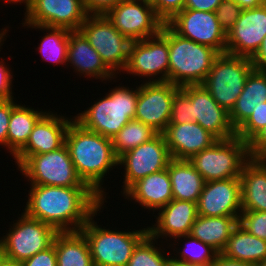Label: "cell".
<instances>
[{"instance_id": "6f0895ef", "label": "cell", "mask_w": 266, "mask_h": 266, "mask_svg": "<svg viewBox=\"0 0 266 266\" xmlns=\"http://www.w3.org/2000/svg\"><path fill=\"white\" fill-rule=\"evenodd\" d=\"M263 5H264V7L266 9V0H263Z\"/></svg>"}, {"instance_id": "7402d4cb", "label": "cell", "mask_w": 266, "mask_h": 266, "mask_svg": "<svg viewBox=\"0 0 266 266\" xmlns=\"http://www.w3.org/2000/svg\"><path fill=\"white\" fill-rule=\"evenodd\" d=\"M158 211L156 224L148 227V233L153 239L160 237L175 239L190 234L198 216L197 203L185 200L173 199Z\"/></svg>"}, {"instance_id": "816d5d0a", "label": "cell", "mask_w": 266, "mask_h": 266, "mask_svg": "<svg viewBox=\"0 0 266 266\" xmlns=\"http://www.w3.org/2000/svg\"><path fill=\"white\" fill-rule=\"evenodd\" d=\"M0 266H21L20 263H12V262H8L6 260H2L0 262Z\"/></svg>"}, {"instance_id": "7dc6e473", "label": "cell", "mask_w": 266, "mask_h": 266, "mask_svg": "<svg viewBox=\"0 0 266 266\" xmlns=\"http://www.w3.org/2000/svg\"><path fill=\"white\" fill-rule=\"evenodd\" d=\"M254 69L266 72V35L257 54L252 58Z\"/></svg>"}, {"instance_id": "d590c367", "label": "cell", "mask_w": 266, "mask_h": 266, "mask_svg": "<svg viewBox=\"0 0 266 266\" xmlns=\"http://www.w3.org/2000/svg\"><path fill=\"white\" fill-rule=\"evenodd\" d=\"M266 125V102L254 109L249 118L236 130V136L248 143Z\"/></svg>"}, {"instance_id": "836d02e7", "label": "cell", "mask_w": 266, "mask_h": 266, "mask_svg": "<svg viewBox=\"0 0 266 266\" xmlns=\"http://www.w3.org/2000/svg\"><path fill=\"white\" fill-rule=\"evenodd\" d=\"M177 238L178 240L184 238L183 240H186L187 245L185 244L183 249H178V251L174 249L178 254H174L176 256L171 257L174 261L196 266H211L219 253L212 246L203 243L190 234L178 236L175 239Z\"/></svg>"}, {"instance_id": "83f0119b", "label": "cell", "mask_w": 266, "mask_h": 266, "mask_svg": "<svg viewBox=\"0 0 266 266\" xmlns=\"http://www.w3.org/2000/svg\"><path fill=\"white\" fill-rule=\"evenodd\" d=\"M238 219L239 216L209 217L198 215L192 225L190 235L221 253L238 225Z\"/></svg>"}, {"instance_id": "ffe728a7", "label": "cell", "mask_w": 266, "mask_h": 266, "mask_svg": "<svg viewBox=\"0 0 266 266\" xmlns=\"http://www.w3.org/2000/svg\"><path fill=\"white\" fill-rule=\"evenodd\" d=\"M240 178L205 182L197 202V213L201 216H240Z\"/></svg>"}, {"instance_id": "8fae6325", "label": "cell", "mask_w": 266, "mask_h": 266, "mask_svg": "<svg viewBox=\"0 0 266 266\" xmlns=\"http://www.w3.org/2000/svg\"><path fill=\"white\" fill-rule=\"evenodd\" d=\"M168 68L169 25L165 23L158 35L132 41L128 62L123 71L130 75L140 76V78L146 77L149 80L146 82L149 83L168 82Z\"/></svg>"}, {"instance_id": "74e56055", "label": "cell", "mask_w": 266, "mask_h": 266, "mask_svg": "<svg viewBox=\"0 0 266 266\" xmlns=\"http://www.w3.org/2000/svg\"><path fill=\"white\" fill-rule=\"evenodd\" d=\"M192 122V102L190 97L180 88L173 97L169 124Z\"/></svg>"}, {"instance_id": "60d3db41", "label": "cell", "mask_w": 266, "mask_h": 266, "mask_svg": "<svg viewBox=\"0 0 266 266\" xmlns=\"http://www.w3.org/2000/svg\"><path fill=\"white\" fill-rule=\"evenodd\" d=\"M0 31V47L3 45L4 38L6 36L7 29H1ZM5 59L0 61V99H11L14 98L12 93V71L10 67H7L6 63L3 62Z\"/></svg>"}, {"instance_id": "f35d334b", "label": "cell", "mask_w": 266, "mask_h": 266, "mask_svg": "<svg viewBox=\"0 0 266 266\" xmlns=\"http://www.w3.org/2000/svg\"><path fill=\"white\" fill-rule=\"evenodd\" d=\"M242 10L235 0H223L215 10L219 25L226 34L233 28Z\"/></svg>"}, {"instance_id": "f546056e", "label": "cell", "mask_w": 266, "mask_h": 266, "mask_svg": "<svg viewBox=\"0 0 266 266\" xmlns=\"http://www.w3.org/2000/svg\"><path fill=\"white\" fill-rule=\"evenodd\" d=\"M221 254L257 265L266 260V241L251 235L238 224Z\"/></svg>"}, {"instance_id": "4316f807", "label": "cell", "mask_w": 266, "mask_h": 266, "mask_svg": "<svg viewBox=\"0 0 266 266\" xmlns=\"http://www.w3.org/2000/svg\"><path fill=\"white\" fill-rule=\"evenodd\" d=\"M173 199L198 202L205 180L189 160L172 159L167 166Z\"/></svg>"}, {"instance_id": "d6986e66", "label": "cell", "mask_w": 266, "mask_h": 266, "mask_svg": "<svg viewBox=\"0 0 266 266\" xmlns=\"http://www.w3.org/2000/svg\"><path fill=\"white\" fill-rule=\"evenodd\" d=\"M46 112L35 124L26 145L13 157L18 168L31 156L45 154L65 144V136L72 118Z\"/></svg>"}, {"instance_id": "cb8c5ba5", "label": "cell", "mask_w": 266, "mask_h": 266, "mask_svg": "<svg viewBox=\"0 0 266 266\" xmlns=\"http://www.w3.org/2000/svg\"><path fill=\"white\" fill-rule=\"evenodd\" d=\"M123 196L142 205L144 209L158 211L173 200L168 170L152 173L132 184Z\"/></svg>"}, {"instance_id": "db71d44e", "label": "cell", "mask_w": 266, "mask_h": 266, "mask_svg": "<svg viewBox=\"0 0 266 266\" xmlns=\"http://www.w3.org/2000/svg\"><path fill=\"white\" fill-rule=\"evenodd\" d=\"M141 1L153 5L157 0H141Z\"/></svg>"}, {"instance_id": "b9f144b4", "label": "cell", "mask_w": 266, "mask_h": 266, "mask_svg": "<svg viewBox=\"0 0 266 266\" xmlns=\"http://www.w3.org/2000/svg\"><path fill=\"white\" fill-rule=\"evenodd\" d=\"M13 99H0V145L5 148H7V133L11 112L17 105Z\"/></svg>"}, {"instance_id": "30bf717a", "label": "cell", "mask_w": 266, "mask_h": 266, "mask_svg": "<svg viewBox=\"0 0 266 266\" xmlns=\"http://www.w3.org/2000/svg\"><path fill=\"white\" fill-rule=\"evenodd\" d=\"M79 31L115 75L123 72L132 41L122 35L105 15H88Z\"/></svg>"}, {"instance_id": "bcb514c9", "label": "cell", "mask_w": 266, "mask_h": 266, "mask_svg": "<svg viewBox=\"0 0 266 266\" xmlns=\"http://www.w3.org/2000/svg\"><path fill=\"white\" fill-rule=\"evenodd\" d=\"M223 0H185L184 9L215 12Z\"/></svg>"}, {"instance_id": "8d00e7d4", "label": "cell", "mask_w": 266, "mask_h": 266, "mask_svg": "<svg viewBox=\"0 0 266 266\" xmlns=\"http://www.w3.org/2000/svg\"><path fill=\"white\" fill-rule=\"evenodd\" d=\"M238 224L251 235L266 241V211H242Z\"/></svg>"}, {"instance_id": "5bb4252c", "label": "cell", "mask_w": 266, "mask_h": 266, "mask_svg": "<svg viewBox=\"0 0 266 266\" xmlns=\"http://www.w3.org/2000/svg\"><path fill=\"white\" fill-rule=\"evenodd\" d=\"M179 89L170 82H143L139 86L134 119L163 133L170 122L174 94Z\"/></svg>"}, {"instance_id": "8992f818", "label": "cell", "mask_w": 266, "mask_h": 266, "mask_svg": "<svg viewBox=\"0 0 266 266\" xmlns=\"http://www.w3.org/2000/svg\"><path fill=\"white\" fill-rule=\"evenodd\" d=\"M254 69L251 58L228 53L219 54L202 85L228 113L234 107Z\"/></svg>"}, {"instance_id": "4fadbf2b", "label": "cell", "mask_w": 266, "mask_h": 266, "mask_svg": "<svg viewBox=\"0 0 266 266\" xmlns=\"http://www.w3.org/2000/svg\"><path fill=\"white\" fill-rule=\"evenodd\" d=\"M172 160L163 133L127 151L118 158V165L124 166L123 193L136 181L161 170L167 169Z\"/></svg>"}, {"instance_id": "d4e9b609", "label": "cell", "mask_w": 266, "mask_h": 266, "mask_svg": "<svg viewBox=\"0 0 266 266\" xmlns=\"http://www.w3.org/2000/svg\"><path fill=\"white\" fill-rule=\"evenodd\" d=\"M239 178L242 211H266V159L250 158Z\"/></svg>"}, {"instance_id": "7a4b0ae2", "label": "cell", "mask_w": 266, "mask_h": 266, "mask_svg": "<svg viewBox=\"0 0 266 266\" xmlns=\"http://www.w3.org/2000/svg\"><path fill=\"white\" fill-rule=\"evenodd\" d=\"M65 145L80 179L102 198L103 204L107 202L102 187L104 176L113 166L118 168L112 139L84 129L73 120L66 132Z\"/></svg>"}, {"instance_id": "3957f363", "label": "cell", "mask_w": 266, "mask_h": 266, "mask_svg": "<svg viewBox=\"0 0 266 266\" xmlns=\"http://www.w3.org/2000/svg\"><path fill=\"white\" fill-rule=\"evenodd\" d=\"M139 86H118L91 107L74 116L84 129L112 139L136 114Z\"/></svg>"}, {"instance_id": "d6a6232c", "label": "cell", "mask_w": 266, "mask_h": 266, "mask_svg": "<svg viewBox=\"0 0 266 266\" xmlns=\"http://www.w3.org/2000/svg\"><path fill=\"white\" fill-rule=\"evenodd\" d=\"M158 134L151 126L135 119L130 120L113 138V150L117 158L143 144Z\"/></svg>"}, {"instance_id": "f1b7e54d", "label": "cell", "mask_w": 266, "mask_h": 266, "mask_svg": "<svg viewBox=\"0 0 266 266\" xmlns=\"http://www.w3.org/2000/svg\"><path fill=\"white\" fill-rule=\"evenodd\" d=\"M57 266H94L86 237L80 232H58L53 240Z\"/></svg>"}, {"instance_id": "9a60e30c", "label": "cell", "mask_w": 266, "mask_h": 266, "mask_svg": "<svg viewBox=\"0 0 266 266\" xmlns=\"http://www.w3.org/2000/svg\"><path fill=\"white\" fill-rule=\"evenodd\" d=\"M22 24L79 30L88 16L81 0H30Z\"/></svg>"}, {"instance_id": "e575fe53", "label": "cell", "mask_w": 266, "mask_h": 266, "mask_svg": "<svg viewBox=\"0 0 266 266\" xmlns=\"http://www.w3.org/2000/svg\"><path fill=\"white\" fill-rule=\"evenodd\" d=\"M156 241L148 233L134 248L127 266H168L172 256L155 246Z\"/></svg>"}, {"instance_id": "ba28073f", "label": "cell", "mask_w": 266, "mask_h": 266, "mask_svg": "<svg viewBox=\"0 0 266 266\" xmlns=\"http://www.w3.org/2000/svg\"><path fill=\"white\" fill-rule=\"evenodd\" d=\"M9 232L0 239L3 259L12 263H21L53 244L58 233L50 225L22 212Z\"/></svg>"}, {"instance_id": "484cf974", "label": "cell", "mask_w": 266, "mask_h": 266, "mask_svg": "<svg viewBox=\"0 0 266 266\" xmlns=\"http://www.w3.org/2000/svg\"><path fill=\"white\" fill-rule=\"evenodd\" d=\"M266 102V72L253 69L247 77L242 93L236 100L229 119L235 131L249 118L254 109Z\"/></svg>"}, {"instance_id": "f6af8a7d", "label": "cell", "mask_w": 266, "mask_h": 266, "mask_svg": "<svg viewBox=\"0 0 266 266\" xmlns=\"http://www.w3.org/2000/svg\"><path fill=\"white\" fill-rule=\"evenodd\" d=\"M88 15H105L122 0H81Z\"/></svg>"}, {"instance_id": "f907efd6", "label": "cell", "mask_w": 266, "mask_h": 266, "mask_svg": "<svg viewBox=\"0 0 266 266\" xmlns=\"http://www.w3.org/2000/svg\"><path fill=\"white\" fill-rule=\"evenodd\" d=\"M168 266H196V265H191V264H186V263H182V262H177V261H174L173 259H171V261H170Z\"/></svg>"}, {"instance_id": "603a6c76", "label": "cell", "mask_w": 266, "mask_h": 266, "mask_svg": "<svg viewBox=\"0 0 266 266\" xmlns=\"http://www.w3.org/2000/svg\"><path fill=\"white\" fill-rule=\"evenodd\" d=\"M83 77L111 80L117 78L103 62L98 52L90 45L85 36L79 31H70L67 48V62Z\"/></svg>"}, {"instance_id": "ab89813d", "label": "cell", "mask_w": 266, "mask_h": 266, "mask_svg": "<svg viewBox=\"0 0 266 266\" xmlns=\"http://www.w3.org/2000/svg\"><path fill=\"white\" fill-rule=\"evenodd\" d=\"M184 5L185 0H157L152 6L157 16L167 23L184 9Z\"/></svg>"}, {"instance_id": "ac0fdd59", "label": "cell", "mask_w": 266, "mask_h": 266, "mask_svg": "<svg viewBox=\"0 0 266 266\" xmlns=\"http://www.w3.org/2000/svg\"><path fill=\"white\" fill-rule=\"evenodd\" d=\"M191 99L192 122H197L218 140L236 136L229 113L222 108L202 84L180 87Z\"/></svg>"}, {"instance_id": "7bdbcfd3", "label": "cell", "mask_w": 266, "mask_h": 266, "mask_svg": "<svg viewBox=\"0 0 266 266\" xmlns=\"http://www.w3.org/2000/svg\"><path fill=\"white\" fill-rule=\"evenodd\" d=\"M21 266H57L55 245L52 244L46 250L36 253L32 257L20 263Z\"/></svg>"}, {"instance_id": "2e32d148", "label": "cell", "mask_w": 266, "mask_h": 266, "mask_svg": "<svg viewBox=\"0 0 266 266\" xmlns=\"http://www.w3.org/2000/svg\"><path fill=\"white\" fill-rule=\"evenodd\" d=\"M167 24L178 35L209 46L219 54L226 51V33L221 29L215 12L183 9Z\"/></svg>"}, {"instance_id": "9f6ffc18", "label": "cell", "mask_w": 266, "mask_h": 266, "mask_svg": "<svg viewBox=\"0 0 266 266\" xmlns=\"http://www.w3.org/2000/svg\"><path fill=\"white\" fill-rule=\"evenodd\" d=\"M3 260V256H2V253H1V250H0V262Z\"/></svg>"}, {"instance_id": "52a82bcc", "label": "cell", "mask_w": 266, "mask_h": 266, "mask_svg": "<svg viewBox=\"0 0 266 266\" xmlns=\"http://www.w3.org/2000/svg\"><path fill=\"white\" fill-rule=\"evenodd\" d=\"M250 159L248 143L237 136L217 140L189 159L205 182L239 178L243 166Z\"/></svg>"}, {"instance_id": "c3c4849f", "label": "cell", "mask_w": 266, "mask_h": 266, "mask_svg": "<svg viewBox=\"0 0 266 266\" xmlns=\"http://www.w3.org/2000/svg\"><path fill=\"white\" fill-rule=\"evenodd\" d=\"M211 266H256V265L253 263L234 260L226 257L221 253H218L215 261L212 263Z\"/></svg>"}, {"instance_id": "681fc988", "label": "cell", "mask_w": 266, "mask_h": 266, "mask_svg": "<svg viewBox=\"0 0 266 266\" xmlns=\"http://www.w3.org/2000/svg\"><path fill=\"white\" fill-rule=\"evenodd\" d=\"M243 9L258 7L263 4V0H235Z\"/></svg>"}, {"instance_id": "f5cc1de1", "label": "cell", "mask_w": 266, "mask_h": 266, "mask_svg": "<svg viewBox=\"0 0 266 266\" xmlns=\"http://www.w3.org/2000/svg\"><path fill=\"white\" fill-rule=\"evenodd\" d=\"M3 1H5V3L9 2L10 4H11V2L14 4L18 3V2L21 4L24 2V4L26 5L30 0H3Z\"/></svg>"}, {"instance_id": "4dcf8cb0", "label": "cell", "mask_w": 266, "mask_h": 266, "mask_svg": "<svg viewBox=\"0 0 266 266\" xmlns=\"http://www.w3.org/2000/svg\"><path fill=\"white\" fill-rule=\"evenodd\" d=\"M46 112L21 104L13 108L7 133V149L12 156L26 145L35 124Z\"/></svg>"}, {"instance_id": "5b68a950", "label": "cell", "mask_w": 266, "mask_h": 266, "mask_svg": "<svg viewBox=\"0 0 266 266\" xmlns=\"http://www.w3.org/2000/svg\"><path fill=\"white\" fill-rule=\"evenodd\" d=\"M81 228L86 237L94 266H127L134 248L148 234V226L135 231H114L102 228L93 219Z\"/></svg>"}, {"instance_id": "ee69618b", "label": "cell", "mask_w": 266, "mask_h": 266, "mask_svg": "<svg viewBox=\"0 0 266 266\" xmlns=\"http://www.w3.org/2000/svg\"><path fill=\"white\" fill-rule=\"evenodd\" d=\"M248 153L252 159H266V125L248 142Z\"/></svg>"}, {"instance_id": "9c48e42d", "label": "cell", "mask_w": 266, "mask_h": 266, "mask_svg": "<svg viewBox=\"0 0 266 266\" xmlns=\"http://www.w3.org/2000/svg\"><path fill=\"white\" fill-rule=\"evenodd\" d=\"M18 170L29 178L30 185L89 187L78 176L65 144L52 152L31 155Z\"/></svg>"}, {"instance_id": "7c38bea8", "label": "cell", "mask_w": 266, "mask_h": 266, "mask_svg": "<svg viewBox=\"0 0 266 266\" xmlns=\"http://www.w3.org/2000/svg\"><path fill=\"white\" fill-rule=\"evenodd\" d=\"M105 16L131 41L156 36L165 24L155 13L153 6L141 0H122Z\"/></svg>"}, {"instance_id": "e0dca14e", "label": "cell", "mask_w": 266, "mask_h": 266, "mask_svg": "<svg viewBox=\"0 0 266 266\" xmlns=\"http://www.w3.org/2000/svg\"><path fill=\"white\" fill-rule=\"evenodd\" d=\"M266 35L264 5L243 9L233 28L226 34L225 53L253 58Z\"/></svg>"}, {"instance_id": "44dd1931", "label": "cell", "mask_w": 266, "mask_h": 266, "mask_svg": "<svg viewBox=\"0 0 266 266\" xmlns=\"http://www.w3.org/2000/svg\"><path fill=\"white\" fill-rule=\"evenodd\" d=\"M172 159L189 160L218 139L197 122L168 124L163 132Z\"/></svg>"}, {"instance_id": "277c9868", "label": "cell", "mask_w": 266, "mask_h": 266, "mask_svg": "<svg viewBox=\"0 0 266 266\" xmlns=\"http://www.w3.org/2000/svg\"><path fill=\"white\" fill-rule=\"evenodd\" d=\"M219 53L178 35L169 26L168 82L182 87L202 84Z\"/></svg>"}, {"instance_id": "11a10c76", "label": "cell", "mask_w": 266, "mask_h": 266, "mask_svg": "<svg viewBox=\"0 0 266 266\" xmlns=\"http://www.w3.org/2000/svg\"><path fill=\"white\" fill-rule=\"evenodd\" d=\"M256 266H266V260L261 262V263H259V264H257Z\"/></svg>"}, {"instance_id": "1f68e13d", "label": "cell", "mask_w": 266, "mask_h": 266, "mask_svg": "<svg viewBox=\"0 0 266 266\" xmlns=\"http://www.w3.org/2000/svg\"><path fill=\"white\" fill-rule=\"evenodd\" d=\"M23 26L31 27L32 29H40L41 31H49L39 44V52L44 61H50L56 64H63L67 62V48L69 43V34L71 30L66 28L45 27L39 25L24 24Z\"/></svg>"}, {"instance_id": "6da1fadb", "label": "cell", "mask_w": 266, "mask_h": 266, "mask_svg": "<svg viewBox=\"0 0 266 266\" xmlns=\"http://www.w3.org/2000/svg\"><path fill=\"white\" fill-rule=\"evenodd\" d=\"M24 213L57 232L80 231L101 210L103 200L90 187L31 185Z\"/></svg>"}]
</instances>
